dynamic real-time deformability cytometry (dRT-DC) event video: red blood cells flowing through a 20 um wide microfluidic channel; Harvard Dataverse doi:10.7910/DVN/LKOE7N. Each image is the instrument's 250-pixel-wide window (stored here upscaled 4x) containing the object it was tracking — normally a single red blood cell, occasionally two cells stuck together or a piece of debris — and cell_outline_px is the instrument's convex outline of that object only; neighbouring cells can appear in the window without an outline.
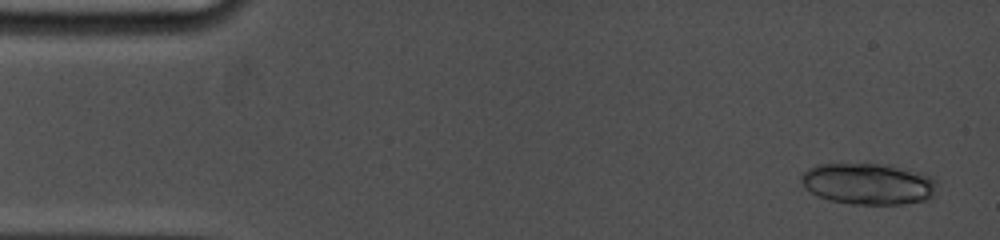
{"species": "common noctule bat (a hibernating species)", "species_latin": "Nyctalus noctula", "temperature_condition": "cold", "stored_images_in_passage": 10, "camera_frame_rate_fps": 5000, "um_per_image_px": 0.085, "animal": {"sex": "female", "body_mass_g": 19.0, "forearm_length_mm": 53.3}, "frame": {"image": 1, "passage_image": 2, "time_ms": 0.4, "image_size_px": [1000, 240], "cell_outline_px": [[936, 184], [932, 200], [904, 204], [852, 204], [828, 200], [804, 188], [800, 180], [800, 176], [808, 168], [816, 164], [880, 164], [920, 172], [932, 176], [936, 180]], "centroid_in_image_um": [73.81, 15.64], "position_along_channel_um": 11.2, "area_um2": 32.89}}